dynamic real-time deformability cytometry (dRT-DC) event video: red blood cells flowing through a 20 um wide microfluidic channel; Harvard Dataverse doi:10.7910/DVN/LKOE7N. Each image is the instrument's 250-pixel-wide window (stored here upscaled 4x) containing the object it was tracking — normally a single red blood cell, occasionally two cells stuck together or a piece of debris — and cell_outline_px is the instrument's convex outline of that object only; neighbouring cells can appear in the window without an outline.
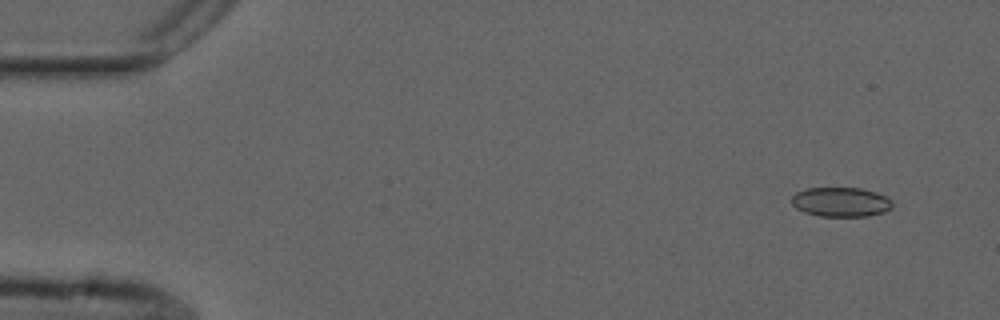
{"species": "common noctule bat (a hibernating species)", "species_latin": "Nyctalus noctula", "temperature_condition": "cold", "stored_images_in_passage": 55, "camera_frame_rate_fps": 3000, "um_per_image_px": 0.085, "animal": {"sex": "male", "forearm_length_mm": 52.5}, "frame": {"image": 1, "passage_image": 4, "time_ms": 1.0, "image_size_px": [1000, 320], "cell_outline_px": [[892, 208], [884, 212], [868, 216], [820, 216], [804, 212], [796, 208], [792, 204], [792, 196], [796, 192], [808, 188], [864, 188], [888, 196], [892, 200]], "centroid_in_image_um": [71.51, 17.16], "position_along_channel_um": 13.5, "area_um2": 17.46}}
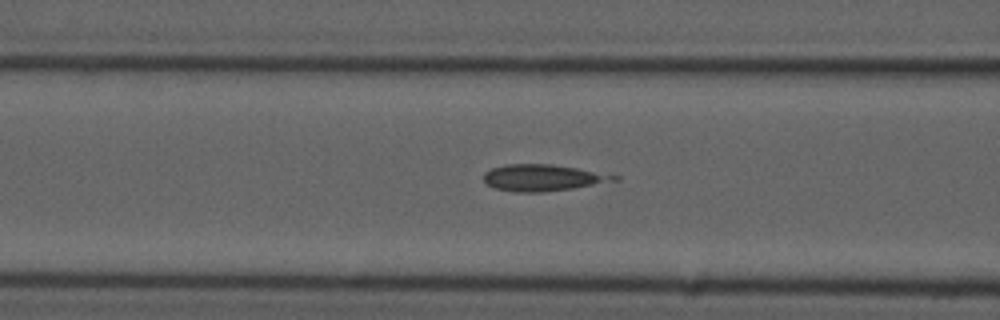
{"frame": {"image": 2, "passage_image": 22, "time_ms": 7.0, "image_size_px": [1000, 320], "cell_outline_px": [[600, 180], [592, 184], [572, 188], [544, 192], [516, 192], [496, 188], [484, 184], [484, 172], [492, 168], [504, 164], [552, 164], [576, 168], [592, 172], [600, 176]], "centroid_in_image_um": [45.71, 15.1], "position_along_channel_um": 120.9, "area_um2": 18.67}}
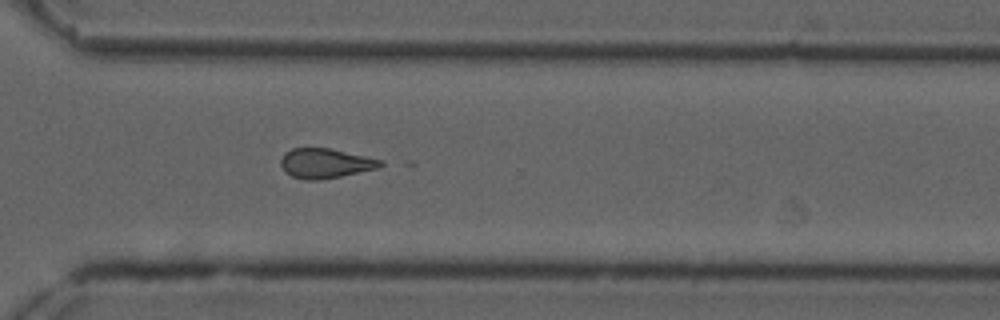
{"frame": {"image": 3, "passage_image": 40, "time_ms": 13.0, "image_size_px": [1000, 320], "cell_outline_px": [[388, 164], [380, 168], [320, 180], [304, 180], [292, 176], [284, 172], [280, 164], [280, 160], [284, 152], [292, 148], [328, 148], [384, 160]], "centroid_in_image_um": [27.68, 13.88], "position_along_channel_um": 342.9, "area_um2": 17.51}}